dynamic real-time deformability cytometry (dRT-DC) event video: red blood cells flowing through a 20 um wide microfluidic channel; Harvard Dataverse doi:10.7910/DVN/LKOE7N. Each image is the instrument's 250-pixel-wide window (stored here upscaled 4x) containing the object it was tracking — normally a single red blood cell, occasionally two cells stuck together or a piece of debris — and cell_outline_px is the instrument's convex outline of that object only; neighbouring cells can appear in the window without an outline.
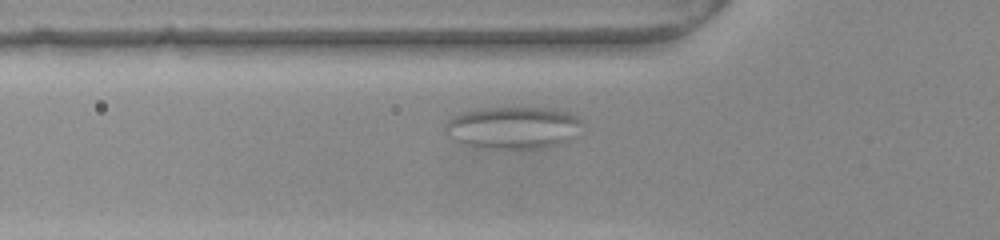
{"species": "common noctule bat (a hibernating species)", "species_latin": "Nyctalus noctula", "temperature_condition": "warm", "stored_images_in_passage": 40, "camera_frame_rate_fps": 3000, "um_per_image_px": 0.085, "animal": {"sex": "female", "body_mass_g": 22.0, "forearm_length_mm": 56.7}, "frame": {"image": 1, "passage_image": 8, "time_ms": 2.333, "image_size_px": [1000, 240], "cell_outline_px": [[580, 124], [568, 140], [560, 144], [532, 148], [488, 148], [468, 144], [456, 140], [448, 136], [444, 132], [444, 124], [452, 116], [464, 112], [484, 108], [552, 108], [568, 112], [576, 116], [580, 120]], "centroid_in_image_um": [43.55, 10.83], "position_along_channel_um": 82.3, "area_um2": 33.0}}
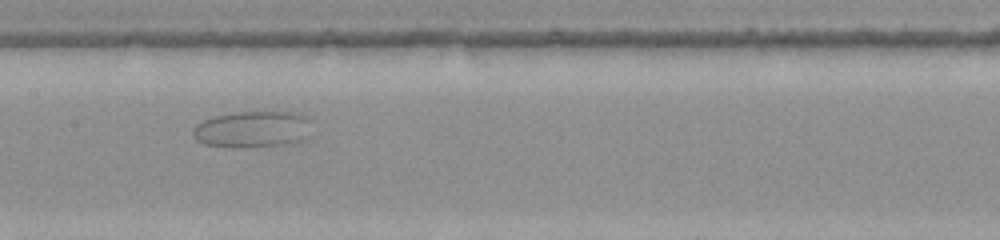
{"frame": {"image": 2, "passage_image": 17, "time_ms": 5.333, "image_size_px": [1000, 240], "cell_outline_px": [[308, 120], [300, 140], [284, 144], [232, 148], [204, 144], [196, 140], [192, 136], [192, 128], [196, 124], [204, 120], [216, 116], [236, 112], [296, 112], [308, 116]], "centroid_in_image_um": [21.32, 10.98], "position_along_channel_um": 186.1, "area_um2": 24.68}}
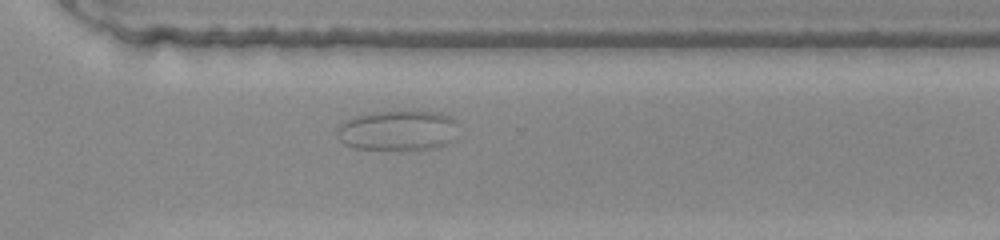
{"frame": {"image": 3, "passage_image": 30, "time_ms": 9.667, "image_size_px": [1000, 240], "cell_outline_px": [[456, 120], [452, 140], [448, 144], [436, 148], [352, 148], [344, 144], [340, 140], [336, 132], [336, 128], [344, 120], [356, 116], [376, 112], [440, 112], [452, 116]], "centroid_in_image_um": [33.79, 11.07], "position_along_channel_um": 336.8, "area_um2": 27.86}}